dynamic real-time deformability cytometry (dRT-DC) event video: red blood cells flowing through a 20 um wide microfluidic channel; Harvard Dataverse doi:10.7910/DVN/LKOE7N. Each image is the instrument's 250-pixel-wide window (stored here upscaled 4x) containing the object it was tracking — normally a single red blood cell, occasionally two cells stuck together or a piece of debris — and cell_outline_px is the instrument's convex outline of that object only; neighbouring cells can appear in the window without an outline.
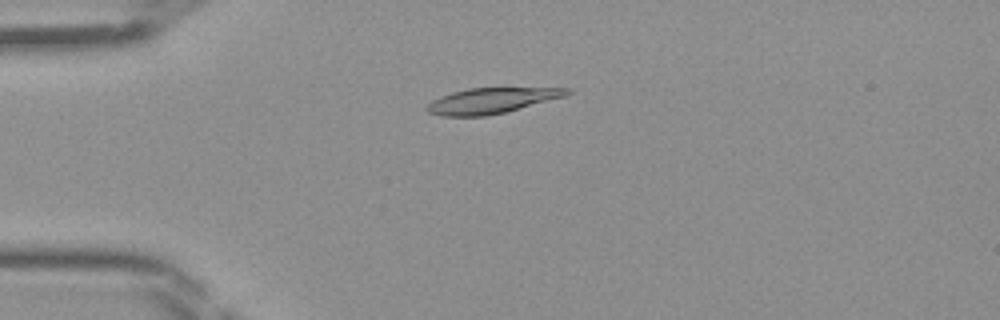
{"species": "Egyptian fruit bat (a non-hibernating species)", "species_latin": "Rousettus aegyptiacus", "temperature_condition": "room temperature", "stored_images_in_passage": 46, "camera_frame_rate_fps": 3000, "um_per_image_px": 0.085, "frame": {"image": 1, "passage_image": 12, "time_ms": 3.667, "image_size_px": [1000, 320], "cell_outline_px": [[572, 92], [564, 96], [504, 112], [484, 116], [440, 116], [428, 112], [424, 108], [432, 100], [440, 96], [452, 92], [468, 88], [572, 88]], "centroid_in_image_um": [41.71, 8.55], "position_along_channel_um": 43.3, "area_um2": 20.58}}
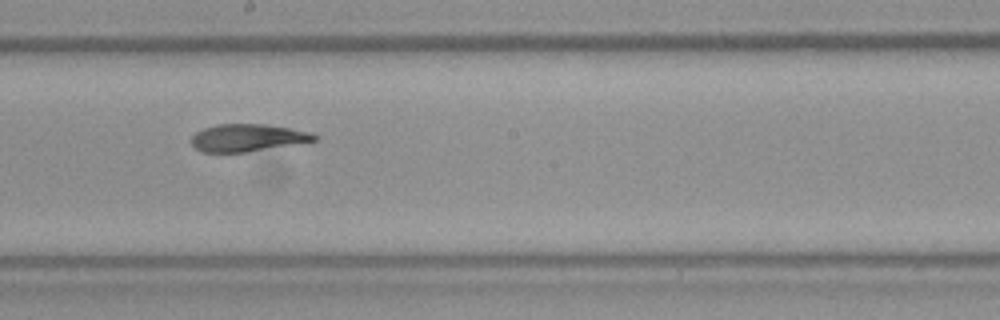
{"frame": {"image": 2, "passage_image": 26, "time_ms": 8.333, "image_size_px": [1000, 320], "cell_outline_px": [[320, 140], [244, 152], [200, 152], [192, 144], [192, 136], [196, 132], [204, 128], [216, 124], [268, 124], [312, 132], [320, 136]], "centroid_in_image_um": [21.09, 11.7], "position_along_channel_um": 227.1, "area_um2": 19.71}}
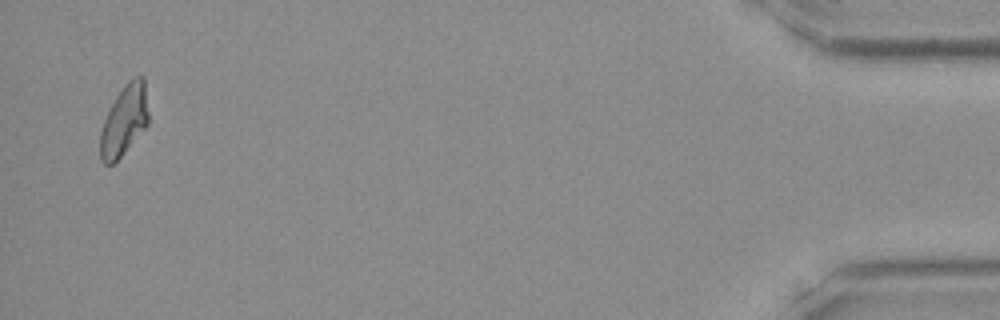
{"frame": {"image": 3, "passage_image": 45, "time_ms": 14.667, "image_size_px": [1000, 320], "cell_outline_px": [[148, 124], [120, 156], [112, 164], [104, 164], [100, 160], [100, 132], [104, 120], [116, 96], [124, 84], [132, 76], [144, 76], [148, 112]], "centroid_in_image_um": [10.55, 10.2], "position_along_channel_um": 424.6, "area_um2": 19.59}}